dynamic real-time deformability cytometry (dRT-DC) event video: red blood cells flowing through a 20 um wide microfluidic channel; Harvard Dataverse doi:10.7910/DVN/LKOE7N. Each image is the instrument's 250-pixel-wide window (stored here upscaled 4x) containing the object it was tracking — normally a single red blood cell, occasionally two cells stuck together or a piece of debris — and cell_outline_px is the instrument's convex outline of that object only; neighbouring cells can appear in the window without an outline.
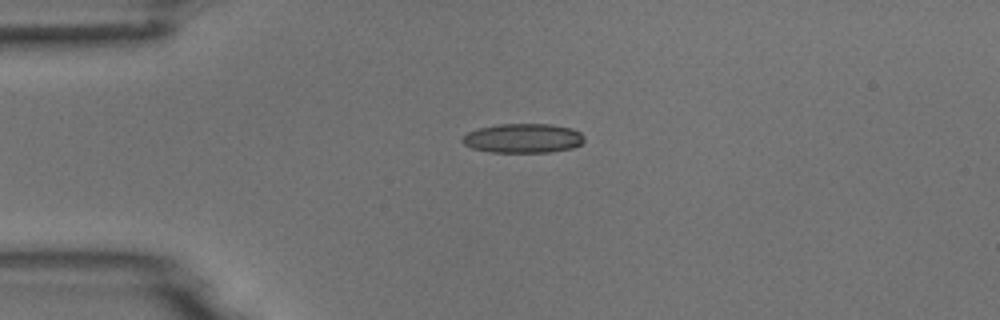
{"species": "common noctule bat (a hibernating species)", "species_latin": "Nyctalus noctula", "temperature_condition": "room temperature", "stored_images_in_passage": 5, "camera_frame_rate_fps": 3000, "um_per_image_px": 0.085, "animal": {"sex": "male", "body_mass_g": 18.8}, "frame": {"image": 1, "passage_image": 1, "time_ms": 0.0, "image_size_px": [1000, 320], "cell_outline_px": [[584, 140], [580, 144], [572, 148], [548, 152], [492, 152], [472, 148], [464, 144], [460, 140], [468, 132], [480, 128], [500, 124], [552, 124], [572, 128], [580, 132], [584, 136]], "centroid_in_image_um": [44.47, 11.75], "position_along_channel_um": 40.5, "area_um2": 20.75}}